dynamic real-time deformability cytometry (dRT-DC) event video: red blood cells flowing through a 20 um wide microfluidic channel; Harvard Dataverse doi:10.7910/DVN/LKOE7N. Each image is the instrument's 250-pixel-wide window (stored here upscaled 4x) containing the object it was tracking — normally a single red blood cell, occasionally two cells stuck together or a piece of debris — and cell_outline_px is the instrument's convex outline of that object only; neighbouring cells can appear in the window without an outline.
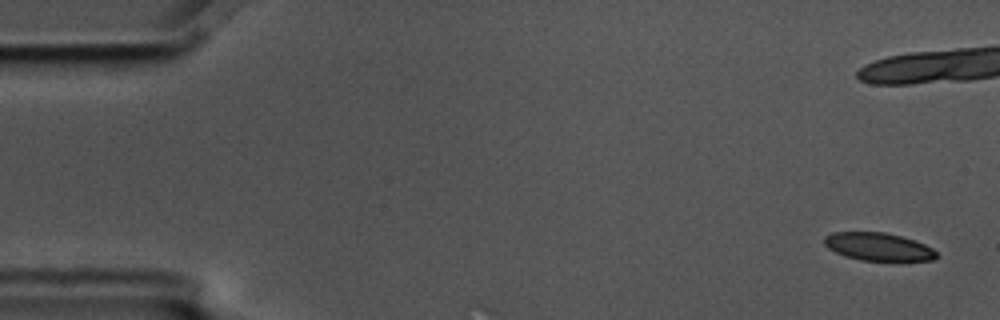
{"species": "common noctule bat (a hibernating species)", "species_latin": "Nyctalus noctula", "temperature_condition": "cold", "stored_images_in_passage": 3, "camera_frame_rate_fps": 3000, "um_per_image_px": 0.085, "animal": {"sex": "male", "body_mass_g": 17.5, "forearm_length_mm": 52.3}, "frame": {"image": 1, "passage_image": 1, "time_ms": 0.0, "image_size_px": [1000, 320], "cell_outline_px": [[940, 256], [936, 260], [860, 260], [836, 252], [828, 248], [824, 244], [824, 236], [832, 232], [884, 232], [900, 236], [924, 244], [932, 248]], "centroid_in_image_um": [74.66, 20.96], "position_along_channel_um": 10.3, "area_um2": 18.03}}